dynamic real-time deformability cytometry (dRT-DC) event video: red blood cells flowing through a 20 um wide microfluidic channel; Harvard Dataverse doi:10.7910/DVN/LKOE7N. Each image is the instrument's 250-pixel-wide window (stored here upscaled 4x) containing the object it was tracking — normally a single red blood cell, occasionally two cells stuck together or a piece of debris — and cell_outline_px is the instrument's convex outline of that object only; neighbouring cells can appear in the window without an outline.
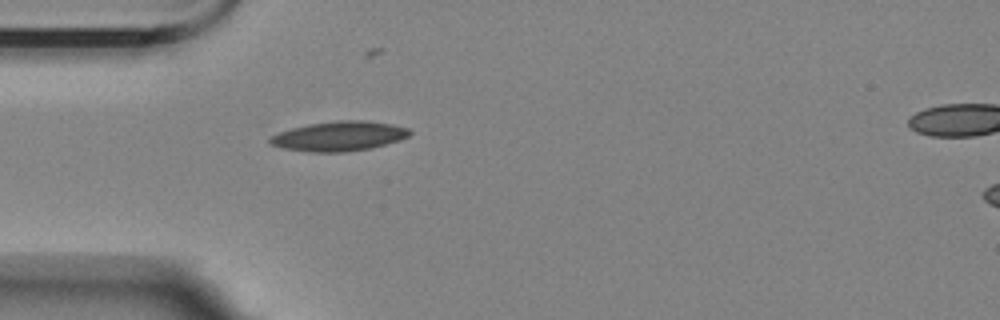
{"species": "Egyptian fruit bat (a non-hibernating species)", "species_latin": "Rousettus aegyptiacus", "temperature_condition": "room temperature", "stored_images_in_passage": 2, "camera_frame_rate_fps": 3000, "um_per_image_px": 0.085, "animal": {"sex": "female"}, "frame": {"image": 1, "passage_image": 1, "time_ms": 0.0, "image_size_px": [1000, 320], "cell_outline_px": [[412, 132], [408, 136], [400, 140], [372, 148], [344, 152], [308, 152], [284, 148], [268, 144], [268, 140], [272, 136], [280, 132], [292, 128], [308, 124], [336, 120], [364, 120], [392, 124], [408, 128]], "centroid_in_image_um": [28.83, 11.57], "position_along_channel_um": 56.2, "area_um2": 24.22}}